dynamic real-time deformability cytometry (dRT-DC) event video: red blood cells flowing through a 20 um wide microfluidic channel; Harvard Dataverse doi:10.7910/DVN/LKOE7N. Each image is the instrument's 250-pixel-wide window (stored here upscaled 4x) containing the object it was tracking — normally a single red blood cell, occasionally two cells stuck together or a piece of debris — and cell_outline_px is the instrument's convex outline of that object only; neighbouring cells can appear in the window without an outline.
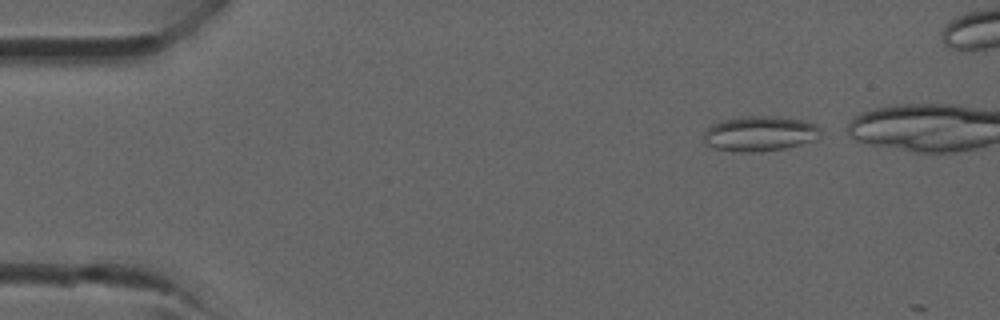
{"species": "common noctule bat (a hibernating species)", "species_latin": "Nyctalus noctula", "temperature_condition": "room temperature", "stored_images_in_passage": 3, "camera_frame_rate_fps": 3000, "um_per_image_px": 0.085, "animal": {"sex": "male", "forearm_length_mm": 52.5}, "frame": {"image": 1, "passage_image": 1, "time_ms": 0.0, "image_size_px": [1000, 320], "cell_outline_px": [[820, 140], [784, 148], [760, 152], [740, 152], [712, 148], [704, 144], [704, 132], [712, 124], [724, 120], [744, 116], [776, 116], [804, 120], [816, 124], [820, 128]], "centroid_in_image_um": [64.62, 11.36], "position_along_channel_um": 20.4, "area_um2": 24.28}}